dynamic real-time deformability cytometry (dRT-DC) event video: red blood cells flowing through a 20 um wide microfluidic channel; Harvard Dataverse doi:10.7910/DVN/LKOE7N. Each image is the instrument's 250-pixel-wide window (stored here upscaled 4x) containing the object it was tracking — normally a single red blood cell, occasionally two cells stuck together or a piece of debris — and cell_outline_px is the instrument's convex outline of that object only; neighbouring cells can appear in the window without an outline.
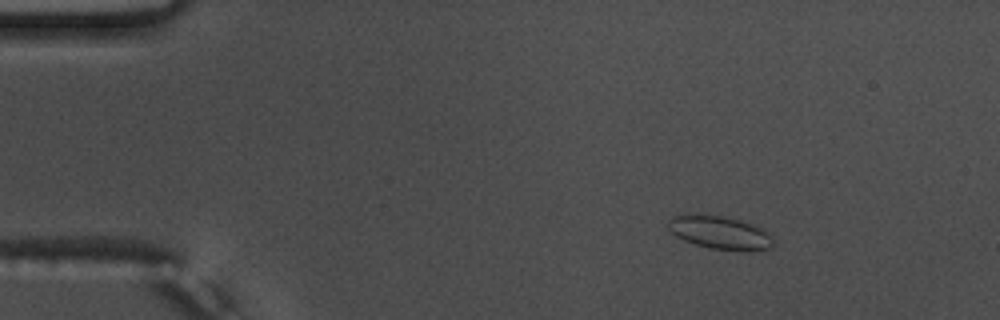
{"species": "common noctule bat (a hibernating species)", "species_latin": "Nyctalus noctula", "temperature_condition": "warm", "stored_images_in_passage": 55, "camera_frame_rate_fps": 3000, "um_per_image_px": 0.085, "animal": {"sex": "male", "body_mass_g": 17.5, "forearm_length_mm": 52.3}, "frame": {"image": 1, "passage_image": 8, "time_ms": 2.333, "image_size_px": [1000, 320], "cell_outline_px": [[776, 244], [772, 248], [748, 252], [740, 252], [708, 248], [684, 240], [676, 236], [668, 228], [668, 220], [672, 216], [724, 216], [740, 220], [764, 228], [776, 240]], "centroid_in_image_um": [61.32, 19.83], "position_along_channel_um": 23.7, "area_um2": 20.52}}
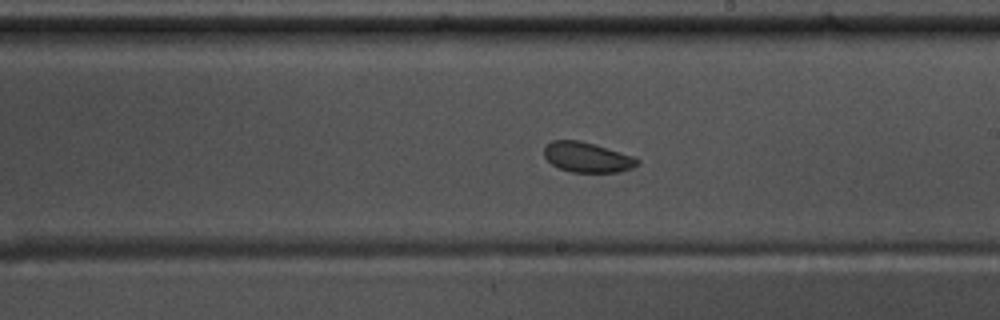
{"frame": {"image": 2, "passage_image": 32, "time_ms": 10.333, "image_size_px": [1000, 320], "cell_outline_px": [[640, 164], [632, 168], [620, 172], [572, 172], [560, 168], [552, 164], [544, 156], [544, 148], [552, 140], [580, 140], [632, 156], [640, 160]], "centroid_in_image_um": [49.92, 13.37], "position_along_channel_um": 239.1, "area_um2": 16.18}}
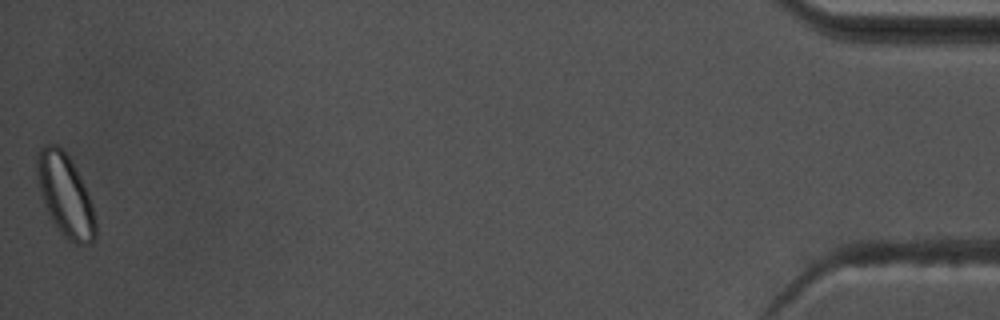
{"frame": {"image": 3, "passage_image": 55, "time_ms": 18.0, "image_size_px": [1000, 320], "cell_outline_px": [[96, 236], [92, 244], [76, 244], [68, 240], [64, 236], [52, 220], [40, 196], [36, 180], [36, 152], [44, 144], [56, 144], [68, 156], [84, 184], [88, 192], [92, 204], [96, 220]], "centroid_in_image_um": [5.53, 16.6], "position_along_channel_um": 429.7, "area_um2": 28.26}, "authors_computed_cell_mechanics": {"area_um2": 18.4382, "velocity_mm_per_s": 3.7246, "shape_relaxation_time_tau1_ms": 1.5127, "shape_relaxation_time_tau2_ms": 4.2318, "deformation_change_tau1": 0.0351, "deformation_change_tau2": 0.068}}